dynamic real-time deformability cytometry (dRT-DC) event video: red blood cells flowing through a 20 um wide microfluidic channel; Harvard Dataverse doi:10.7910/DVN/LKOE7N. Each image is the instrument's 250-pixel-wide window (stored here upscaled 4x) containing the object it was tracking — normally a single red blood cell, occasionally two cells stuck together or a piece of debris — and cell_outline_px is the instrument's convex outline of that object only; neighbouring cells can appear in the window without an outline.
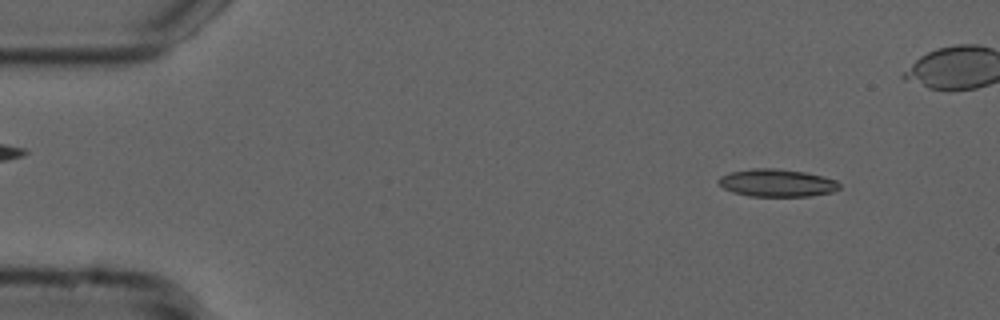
{"species": "common noctule bat (a hibernating species)", "species_latin": "Nyctalus noctula", "temperature_condition": "cold", "stored_images_in_passage": 39, "camera_frame_rate_fps": 3000, "um_per_image_px": 0.085, "animal": {"sex": "male", "forearm_length_mm": 52.5}, "frame": {"image": 1, "passage_image": 1, "time_ms": 0.0, "image_size_px": [1000, 320], "cell_outline_px": [[840, 188], [832, 192], [812, 196], [748, 196], [732, 192], [724, 188], [716, 180], [720, 176], [728, 172], [752, 168], [776, 168], [804, 172], [824, 176], [836, 180], [840, 184]], "centroid_in_image_um": [66.02, 15.54], "position_along_channel_um": 19.0, "area_um2": 19.65}}
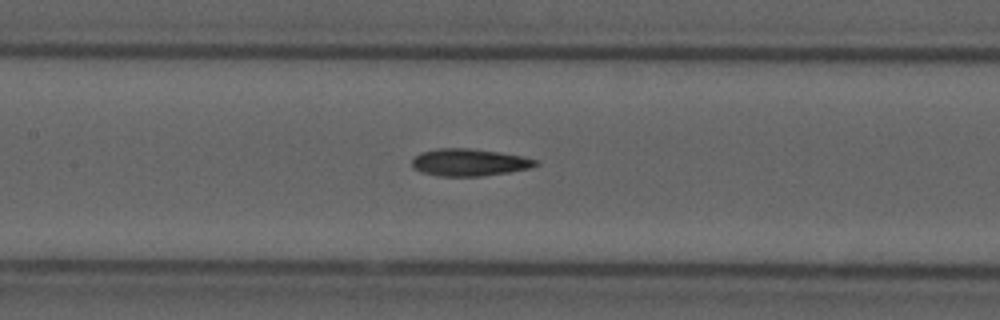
{"frame": {"image": 2, "passage_image": 20, "time_ms": 6.333, "image_size_px": [1000, 320], "cell_outline_px": [[540, 164], [528, 168], [508, 172], [480, 176], [440, 176], [420, 172], [412, 168], [412, 160], [420, 152], [436, 148], [468, 148], [496, 152], [520, 156], [536, 160]], "centroid_in_image_um": [39.82, 13.8], "position_along_channel_um": 167.6, "area_um2": 19.42}}
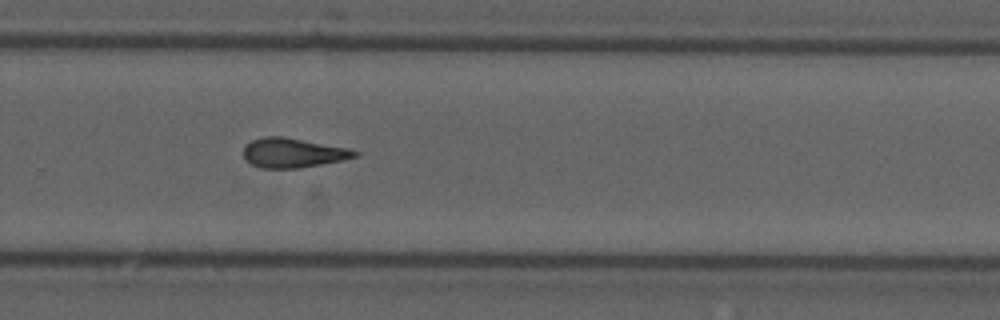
{"frame": {"image": 3, "passage_image": 31, "time_ms": 10.0, "image_size_px": [1000, 320], "cell_outline_px": [[360, 152], [356, 156], [340, 160], [320, 164], [296, 168], [260, 168], [244, 160], [244, 144], [252, 140], [264, 136], [284, 136], [348, 148]], "centroid_in_image_um": [24.84, 12.98], "position_along_channel_um": 305.0, "area_um2": 19.07}}